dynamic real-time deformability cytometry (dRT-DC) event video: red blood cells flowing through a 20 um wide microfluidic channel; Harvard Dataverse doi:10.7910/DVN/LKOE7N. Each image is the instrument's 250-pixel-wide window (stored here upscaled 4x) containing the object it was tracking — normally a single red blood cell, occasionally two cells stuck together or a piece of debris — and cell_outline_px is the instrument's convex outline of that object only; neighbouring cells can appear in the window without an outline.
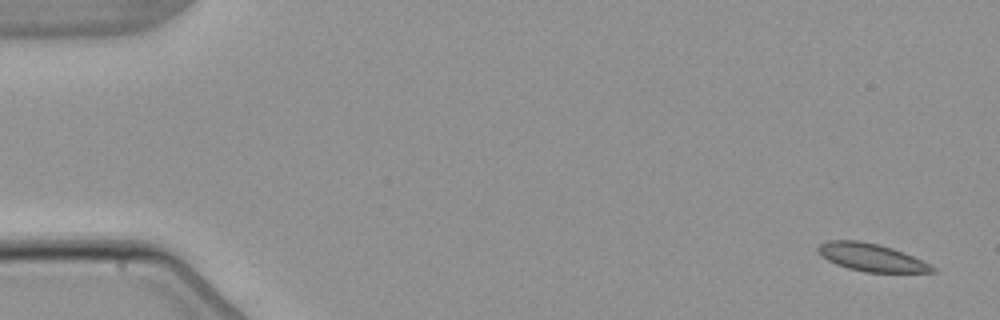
{"species": "common noctule bat (a hibernating species)", "species_latin": "Nyctalus noctula", "temperature_condition": "warm", "stored_images_in_passage": 4, "camera_frame_rate_fps": 3000, "um_per_image_px": 0.085, "animal": {"sex": "male", "body_mass_g": 21.5, "forearm_length_mm": 52.0}, "frame": {"image": 1, "passage_image": 1, "time_ms": 0.0, "image_size_px": [1000, 320], "cell_outline_px": [[936, 272], [864, 272], [848, 268], [836, 264], [820, 256], [816, 248], [820, 244], [828, 240], [860, 240], [880, 244], [904, 252], [936, 268]], "centroid_in_image_um": [74.01, 21.86], "position_along_channel_um": 11.0, "area_um2": 18.44}}